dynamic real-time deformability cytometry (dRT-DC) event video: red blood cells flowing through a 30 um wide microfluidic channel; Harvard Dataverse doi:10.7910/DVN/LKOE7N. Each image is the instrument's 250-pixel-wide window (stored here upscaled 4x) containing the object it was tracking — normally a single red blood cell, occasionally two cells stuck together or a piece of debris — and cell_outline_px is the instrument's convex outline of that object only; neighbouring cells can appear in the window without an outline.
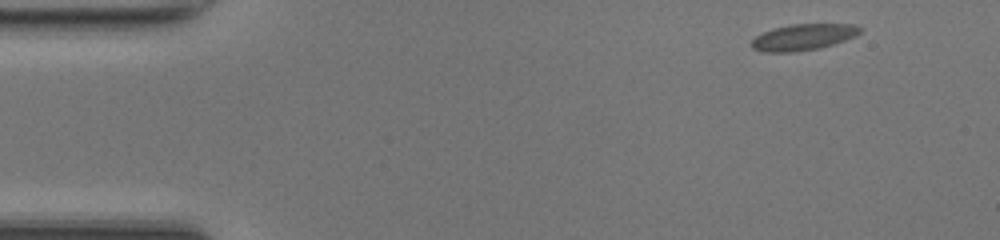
{"species": "common noctule bat (a hibernating species)", "species_latin": "Nyctalus noctula", "temperature_condition": "room temperature", "stored_images_in_passage": 46, "camera_frame_rate_fps": 3000, "um_per_image_px": 0.085, "animal": {"sex": "female", "body_mass_g": 17.0, "forearm_length_mm": 48.0}, "frame": {"image": 1, "passage_image": 1, "time_ms": 0.0, "image_size_px": [1000, 240], "cell_outline_px": [[864, 28], [856, 36], [820, 48], [792, 52], [764, 52], [752, 48], [752, 40], [756, 36], [764, 32], [776, 28], [792, 24], [856, 24]], "centroid_in_image_um": [68.32, 3.15], "position_along_channel_um": 16.7, "area_um2": 16.47}}
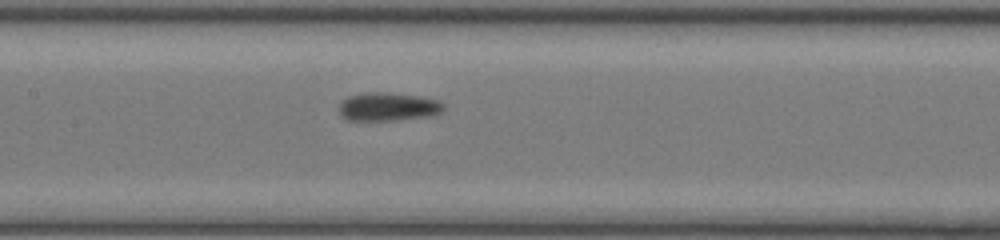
{"frame": {"image": 2, "passage_image": 20, "time_ms": 6.333, "image_size_px": [1000, 240], "cell_outline_px": [[444, 108], [440, 112], [432, 116], [396, 120], [348, 120], [340, 116], [340, 104], [348, 96], [368, 92], [388, 92], [420, 96], [440, 100], [444, 104]], "centroid_in_image_um": [33.02, 9.07], "position_along_channel_um": 174.4, "area_um2": 17.4}}
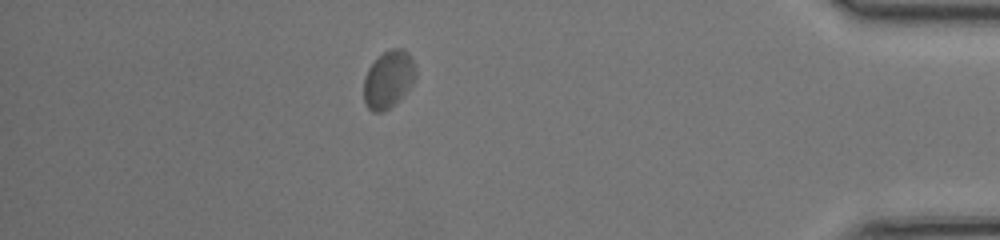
{"frame": {"image": 3, "passage_image": 40, "time_ms": 13.0, "image_size_px": [1000, 240], "cell_outline_px": [[416, 76], [412, 84], [388, 108], [380, 112], [372, 112], [364, 104], [364, 76], [368, 68], [384, 52], [392, 48], [404, 48], [412, 56], [416, 68]], "centroid_in_image_um": [33.01, 6.71], "position_along_channel_um": 402.2, "area_um2": 17.17}, "authors_computed_cell_mechanics": {"area_um2": 16.5886, "velocity_mm_per_s": 4.1352, "shape_relaxation_time_tau1_ms": 2.8081, "shape_relaxation_time_tau2_ms": null, "deformation_change_tau1": 0.0825, "deformation_change_tau2": null}}